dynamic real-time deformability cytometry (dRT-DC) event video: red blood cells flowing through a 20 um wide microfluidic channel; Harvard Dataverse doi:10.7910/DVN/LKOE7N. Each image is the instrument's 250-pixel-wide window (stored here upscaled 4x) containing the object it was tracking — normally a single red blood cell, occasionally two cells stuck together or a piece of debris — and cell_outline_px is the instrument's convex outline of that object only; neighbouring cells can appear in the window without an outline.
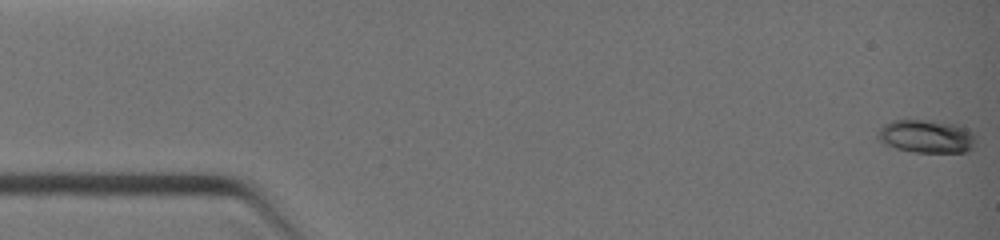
{"species": "common noctule bat (a hibernating species)", "species_latin": "Nyctalus noctula", "temperature_condition": "warm", "stored_images_in_passage": 26, "camera_frame_rate_fps": 3000, "um_per_image_px": 0.085, "animal": {"sex": "female", "body_mass_g": 19.0, "forearm_length_mm": 51.5}, "frame": {"image": 1, "passage_image": 1, "time_ms": 0.0, "image_size_px": [1000, 240], "cell_outline_px": [[976, 136], [972, 148], [968, 152], [916, 152], [896, 148], [884, 144], [876, 140], [876, 136], [880, 128], [884, 124], [892, 120], [928, 120], [956, 124], [972, 132]], "centroid_in_image_um": [78.71, 11.59], "position_along_channel_um": 6.3, "area_um2": 19.02}}
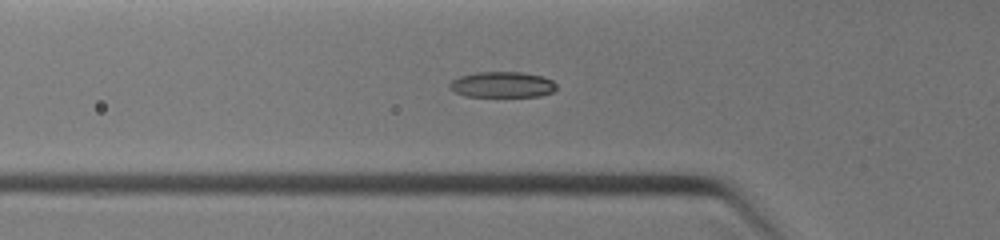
{"frame": {"image": 2, "passage_image": 15, "time_ms": 4.0, "image_size_px": [1000, 240], "cell_outline_px": [[556, 88], [552, 92], [540, 96], [464, 96], [448, 88], [448, 84], [452, 80], [460, 76], [476, 72], [520, 72], [544, 76], [552, 80], [556, 84]], "centroid_in_image_um": [42.68, 7.19], "position_along_channel_um": 83.1, "area_um2": 16.07}}
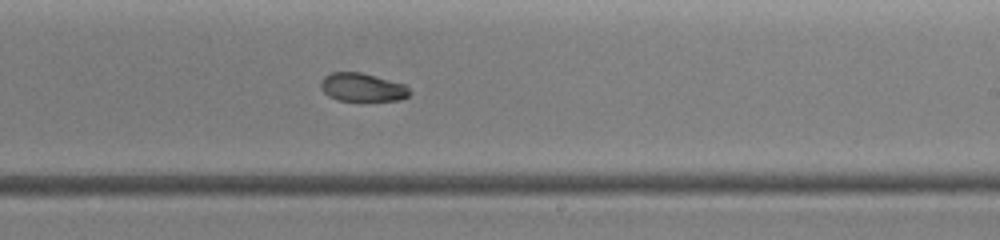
{"frame": {"image": 3, "passage_image": 26, "time_ms": 7.333, "image_size_px": [1000, 240], "cell_outline_px": [[412, 92], [408, 96], [400, 100], [336, 100], [328, 96], [320, 88], [320, 80], [324, 76], [332, 72], [360, 72], [404, 84]], "centroid_in_image_um": [30.76, 7.42], "position_along_channel_um": 258.2, "area_um2": 14.62}}